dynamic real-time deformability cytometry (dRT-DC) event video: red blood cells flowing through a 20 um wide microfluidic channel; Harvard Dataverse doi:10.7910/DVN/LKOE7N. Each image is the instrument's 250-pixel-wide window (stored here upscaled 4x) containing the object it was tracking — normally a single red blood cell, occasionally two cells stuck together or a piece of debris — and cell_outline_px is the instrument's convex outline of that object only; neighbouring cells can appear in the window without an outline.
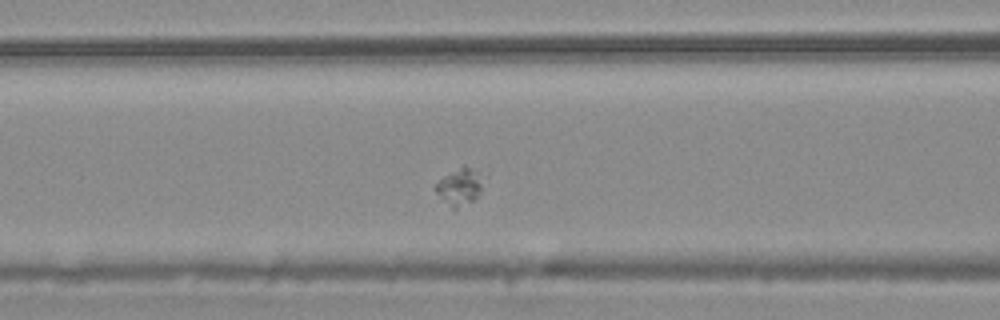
{"species": "common noctule bat (a hibernating species)", "species_latin": "Nyctalus noctula", "temperature_condition": "warm", "stored_images_in_passage": 48, "camera_frame_rate_fps": 3000, "um_per_image_px": 0.085, "animal": {"sex": "male", "body_mass_g": 20.4}, "frame": {"image": 1, "passage_image": 14, "time_ms": 4.333, "image_size_px": [1000, 320], "cell_outline_px": [[488, 176], [476, 196], [472, 200], [456, 208], [452, 208], [436, 192], [436, 184], [444, 176], [464, 164], [488, 172]], "centroid_in_image_um": [39.2, 15.75], "position_along_channel_um": 127.4, "area_um2": 10.46}}
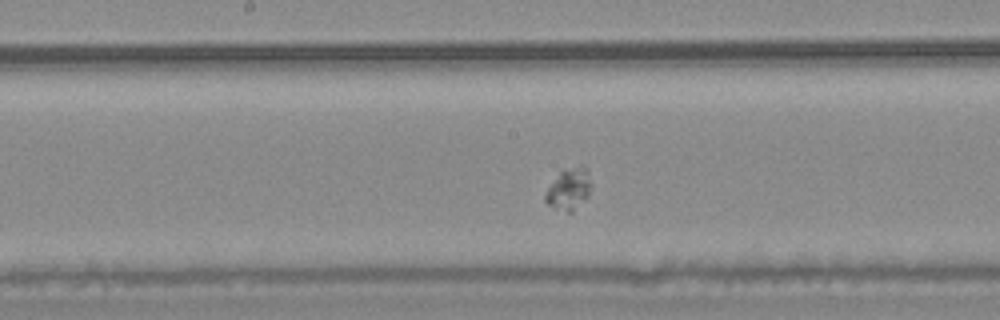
{"frame": {"image": 2, "passage_image": 20, "time_ms": 6.333, "image_size_px": [1000, 320], "cell_outline_px": [[592, 188], [588, 196], [572, 212], [568, 212], [552, 208], [544, 200], [544, 196], [548, 188], [560, 168], [580, 164], [584, 164], [588, 168], [592, 184]], "centroid_in_image_um": [48.38, 15.99], "position_along_channel_um": 199.8, "area_um2": 11.73}}
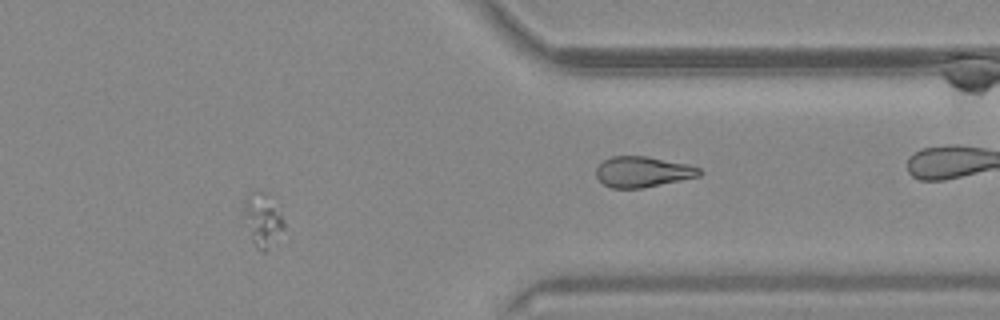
{"frame": {"image": 3, "passage_image": 37, "time_ms": 12.0, "image_size_px": [1000, 320], "cell_outline_px": [[284, 228], [268, 248], [264, 252], [260, 252], [256, 248], [240, 216], [244, 200], [252, 192], [268, 192], [284, 224]], "centroid_in_image_um": [22.23, 18.68], "position_along_channel_um": 389.2, "area_um2": 12.48}}